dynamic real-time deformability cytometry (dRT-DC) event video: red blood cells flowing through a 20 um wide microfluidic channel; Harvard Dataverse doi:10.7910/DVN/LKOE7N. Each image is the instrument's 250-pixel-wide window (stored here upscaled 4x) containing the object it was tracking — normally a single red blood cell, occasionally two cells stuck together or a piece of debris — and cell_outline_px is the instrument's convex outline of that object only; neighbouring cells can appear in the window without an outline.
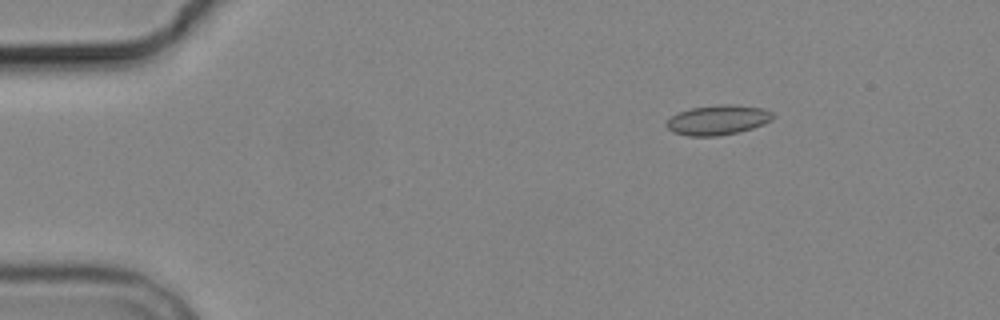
{"species": "common noctule bat (a hibernating species)", "species_latin": "Nyctalus noctula", "temperature_condition": "cold", "stored_images_in_passage": 2, "camera_frame_rate_fps": 3000, "um_per_image_px": 0.085, "animal": {"sex": "male", "body_mass_g": 19.2, "forearm_length_mm": 51.8}, "frame": {"image": 1, "passage_image": 1, "time_ms": 0.0, "image_size_px": [1000, 320], "cell_outline_px": [[772, 120], [764, 124], [740, 132], [716, 136], [688, 136], [672, 132], [664, 124], [672, 116], [680, 112], [692, 108], [716, 104], [728, 104], [764, 108], [772, 112]], "centroid_in_image_um": [61.01, 10.2], "position_along_channel_um": 24.0, "area_um2": 18.5}}